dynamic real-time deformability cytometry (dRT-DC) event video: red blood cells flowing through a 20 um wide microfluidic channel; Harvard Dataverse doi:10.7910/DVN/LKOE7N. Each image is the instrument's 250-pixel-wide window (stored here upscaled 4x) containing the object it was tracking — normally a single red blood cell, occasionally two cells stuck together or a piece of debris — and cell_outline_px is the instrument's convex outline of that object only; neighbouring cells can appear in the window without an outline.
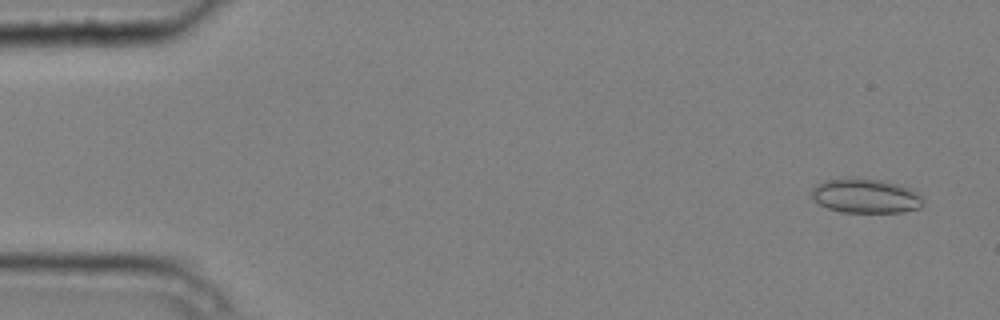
{"species": "common noctule bat (a hibernating species)", "species_latin": "Nyctalus noctula", "temperature_condition": "cold", "stored_images_in_passage": 4, "camera_frame_rate_fps": 3000, "um_per_image_px": 0.085, "animal": {"sex": "male", "body_mass_g": 20.4}, "frame": {"image": 1, "passage_image": 1, "time_ms": 0.0, "image_size_px": [1000, 320], "cell_outline_px": [[924, 204], [920, 208], [900, 212], [840, 212], [828, 208], [820, 204], [812, 196], [812, 188], [816, 184], [824, 180], [848, 176], [852, 176], [880, 180], [900, 184], [912, 188], [924, 196]], "centroid_in_image_um": [73.62, 16.62], "position_along_channel_um": 11.4, "area_um2": 22.95}}
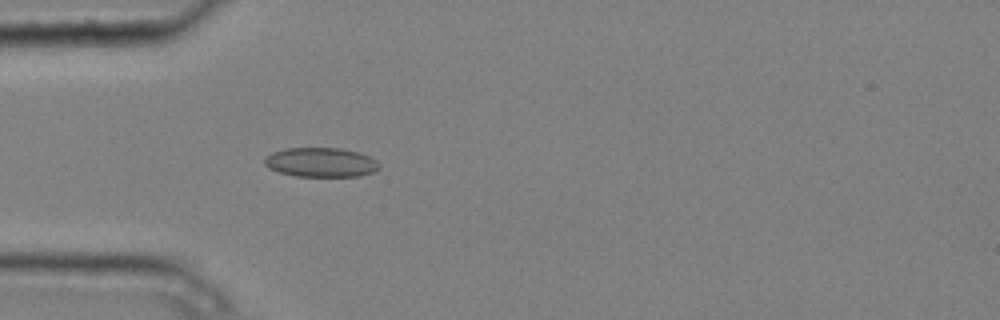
{"frame": {"image": 2, "passage_image": 4, "time_ms": 1.0, "image_size_px": [1000, 320], "cell_outline_px": [[380, 168], [376, 172], [360, 176], [296, 176], [280, 172], [268, 168], [264, 164], [264, 156], [272, 152], [284, 148], [340, 148], [356, 152], [368, 156], [376, 160], [380, 164]], "centroid_in_image_um": [27.27, 13.8], "position_along_channel_um": 57.7, "area_um2": 19.77}}